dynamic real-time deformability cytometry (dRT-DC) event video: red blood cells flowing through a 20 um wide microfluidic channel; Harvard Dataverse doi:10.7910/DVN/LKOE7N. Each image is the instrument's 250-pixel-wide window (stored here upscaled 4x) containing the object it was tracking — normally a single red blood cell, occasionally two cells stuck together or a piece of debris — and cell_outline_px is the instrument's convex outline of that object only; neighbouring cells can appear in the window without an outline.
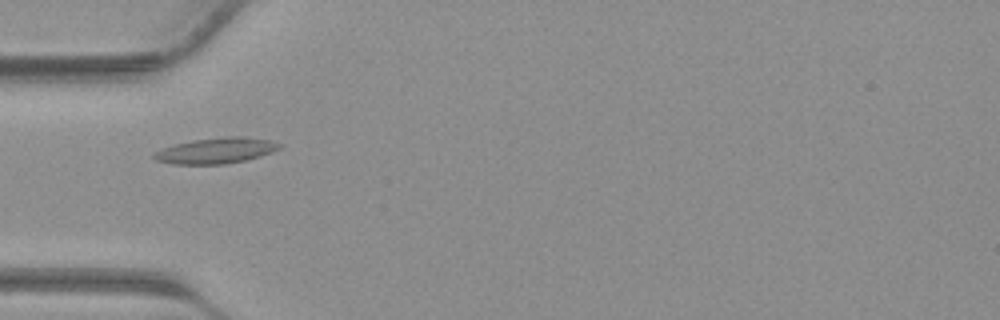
{"species": "common noctule bat (a hibernating species)", "species_latin": "Nyctalus noctula", "temperature_condition": "warm", "stored_images_in_passage": 42, "camera_frame_rate_fps": 3000, "um_per_image_px": 0.085, "animal": {"sex": "male", "body_mass_g": 23.1, "forearm_length_mm": 52.7}, "frame": {"image": 1, "passage_image": 14, "time_ms": 4.333, "image_size_px": [1000, 320], "cell_outline_px": [[280, 148], [272, 152], [260, 156], [244, 160], [224, 164], [172, 164], [156, 160], [152, 156], [156, 152], [164, 148], [176, 144], [192, 140], [228, 136], [244, 136], [272, 140], [280, 144]], "centroid_in_image_um": [18.39, 12.79], "position_along_channel_um": 66.6, "area_um2": 18.67}}
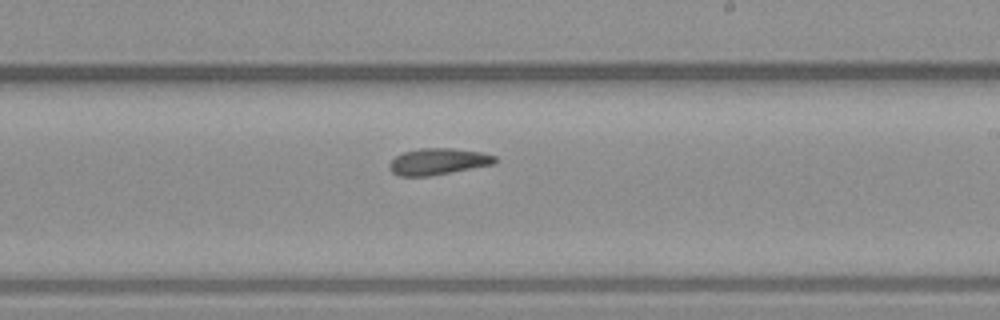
{"frame": {"image": 2, "passage_image": 25, "time_ms": 8.0, "image_size_px": [1000, 320], "cell_outline_px": [[500, 160], [496, 164], [428, 176], [396, 176], [388, 168], [388, 164], [396, 156], [404, 152], [420, 148], [452, 148], [484, 152], [496, 156]], "centroid_in_image_um": [37.28, 13.73], "position_along_channel_um": 251.7, "area_um2": 16.53}}
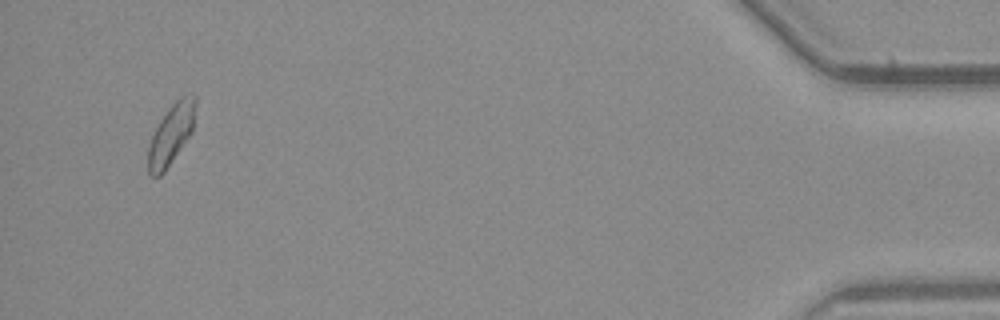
{"frame": {"image": 3, "passage_image": 40, "time_ms": 13.0, "image_size_px": [1000, 320], "cell_outline_px": [[196, 104], [192, 132], [164, 172], [160, 176], [148, 176], [148, 144], [160, 120], [168, 108], [180, 96], [196, 96]], "centroid_in_image_um": [14.53, 11.43], "position_along_channel_um": 420.7, "area_um2": 16.47}}